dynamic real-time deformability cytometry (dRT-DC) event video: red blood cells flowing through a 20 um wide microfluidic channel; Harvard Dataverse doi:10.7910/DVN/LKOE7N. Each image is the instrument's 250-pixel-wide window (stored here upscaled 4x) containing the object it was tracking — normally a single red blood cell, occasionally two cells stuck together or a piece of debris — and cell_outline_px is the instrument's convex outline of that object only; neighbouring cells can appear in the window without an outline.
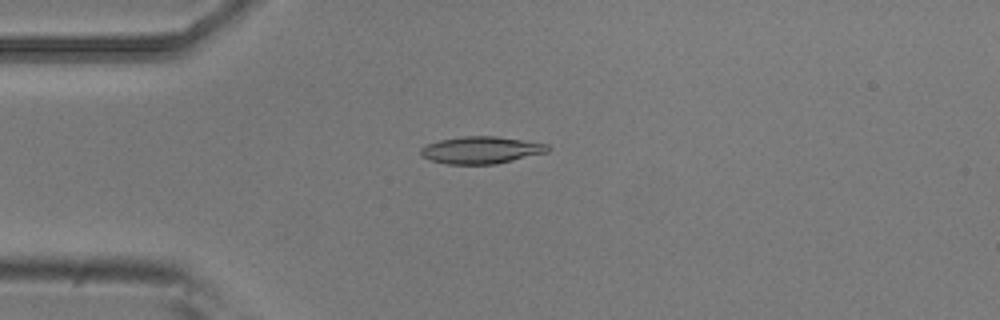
{"species": "common noctule bat (a hibernating species)", "species_latin": "Nyctalus noctula", "temperature_condition": "room temperature", "stored_images_in_passage": 7, "camera_frame_rate_fps": 3000, "um_per_image_px": 0.085, "animal": {"sex": "male", "body_mass_g": 20.5, "forearm_length_mm": 52.5}, "frame": {"image": 1, "passage_image": 3, "time_ms": 0.667, "image_size_px": [1000, 320], "cell_outline_px": [[552, 148], [548, 152], [496, 164], [448, 164], [432, 160], [424, 156], [420, 152], [420, 148], [428, 144], [440, 140], [464, 136], [496, 136], [548, 144]], "centroid_in_image_um": [40.94, 12.75], "position_along_channel_um": 44.1, "area_um2": 19.94}}
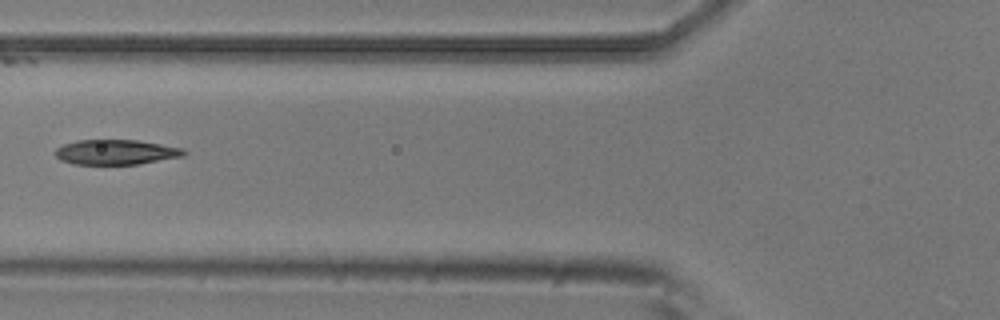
{"frame": {"image": 2, "passage_image": 5, "time_ms": 1.333, "image_size_px": [1000, 320], "cell_outline_px": [[188, 152], [184, 156], [140, 164], [72, 164], [60, 160], [56, 156], [56, 148], [64, 144], [76, 140], [136, 140], [184, 148]], "centroid_in_image_um": [9.88, 12.93], "position_along_channel_um": 115.9, "area_um2": 18.79}}
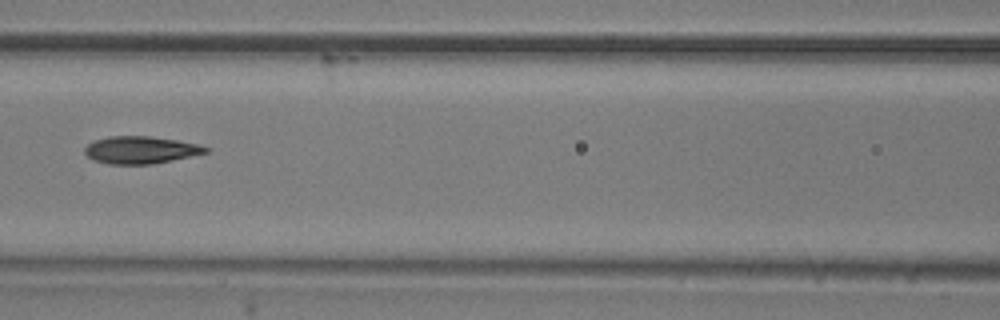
{"frame": {"image": 3, "passage_image": 6, "time_ms": 1.667, "image_size_px": [1000, 320], "cell_outline_px": [[208, 152], [172, 160], [152, 164], [108, 164], [92, 160], [84, 152], [84, 148], [88, 144], [96, 140], [108, 136], [152, 136], [200, 144], [208, 148]], "centroid_in_image_um": [11.94, 12.74], "position_along_channel_um": 154.7, "area_um2": 19.25}}